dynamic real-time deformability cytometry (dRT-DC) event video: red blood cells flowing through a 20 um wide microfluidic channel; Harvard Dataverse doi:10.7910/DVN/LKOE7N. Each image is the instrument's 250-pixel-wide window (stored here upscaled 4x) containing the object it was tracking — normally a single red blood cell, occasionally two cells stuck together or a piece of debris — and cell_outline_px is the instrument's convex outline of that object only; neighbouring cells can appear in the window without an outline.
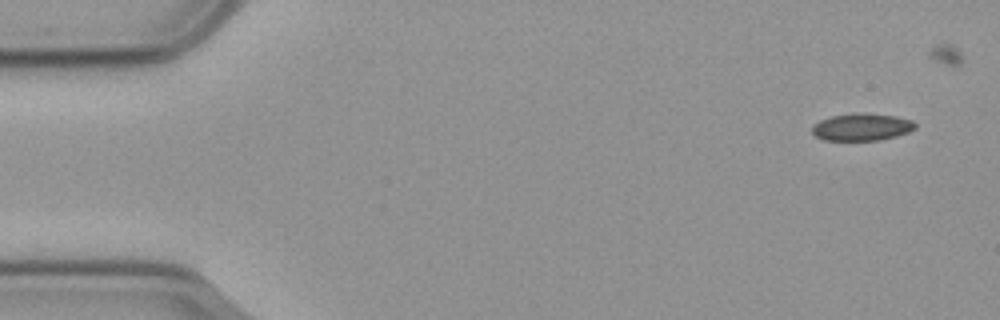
{"species": "common noctule bat (a hibernating species)", "species_latin": "Nyctalus noctula", "temperature_condition": "cold", "stored_images_in_passage": 47, "camera_frame_rate_fps": 3000, "um_per_image_px": 0.085, "animal": {"sex": "male", "body_mass_g": 23.1, "forearm_length_mm": 52.7}, "frame": {"image": 1, "passage_image": 1, "time_ms": 0.0, "image_size_px": [1000, 320], "cell_outline_px": [[916, 128], [908, 132], [896, 136], [880, 140], [824, 140], [816, 136], [812, 132], [812, 124], [820, 120], [832, 116], [864, 112], [896, 116], [912, 120], [916, 124]], "centroid_in_image_um": [73.26, 10.79], "position_along_channel_um": 11.7, "area_um2": 16.42}}
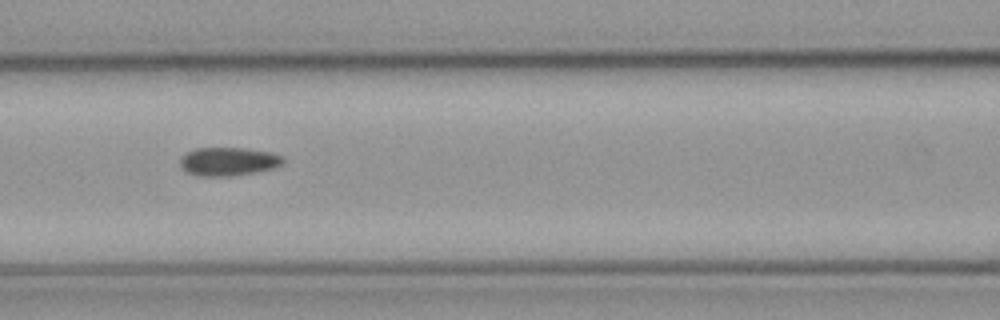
{"frame": {"image": 2, "passage_image": 22, "time_ms": 7.0, "image_size_px": [1000, 320], "cell_outline_px": [[284, 164], [272, 168], [252, 172], [228, 176], [200, 176], [188, 172], [180, 168], [180, 156], [184, 152], [196, 148], [248, 148], [272, 152], [284, 156]], "centroid_in_image_um": [19.39, 13.7], "position_along_channel_um": 147.2, "area_um2": 17.22}}
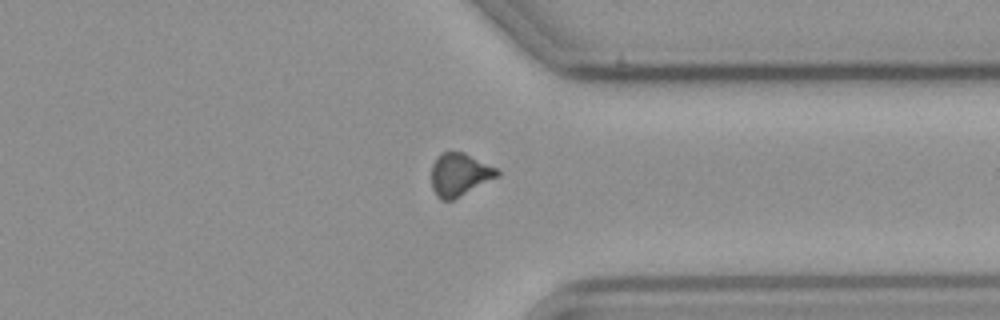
{"frame": {"image": 3, "passage_image": 41, "time_ms": 13.333, "image_size_px": [1000, 320], "cell_outline_px": [[500, 176], [452, 200], [440, 200], [436, 196], [432, 188], [432, 164], [436, 156], [440, 152], [464, 152], [496, 168], [500, 172]], "centroid_in_image_um": [39.05, 14.83], "position_along_channel_um": 372.4, "area_um2": 16.47}}